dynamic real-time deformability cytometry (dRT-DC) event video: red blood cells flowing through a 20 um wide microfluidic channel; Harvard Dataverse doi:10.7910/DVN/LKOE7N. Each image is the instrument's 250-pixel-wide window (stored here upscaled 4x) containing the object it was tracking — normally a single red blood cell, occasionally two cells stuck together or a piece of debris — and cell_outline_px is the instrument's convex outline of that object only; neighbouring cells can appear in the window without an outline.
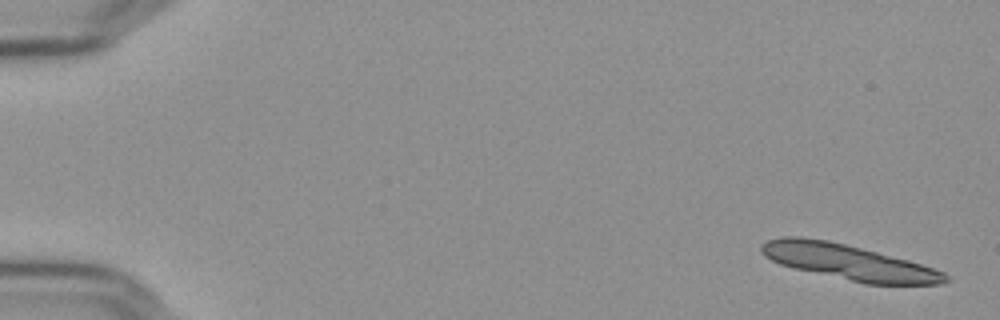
{"species": "Egyptian fruit bat (a non-hibernating species)", "species_latin": "Rousettus aegyptiacus", "temperature_condition": "cold", "stored_images_in_passage": 14, "camera_frame_rate_fps": 3000, "um_per_image_px": 0.085, "frame": {"image": 1, "passage_image": 1, "time_ms": 0.0, "image_size_px": [1000, 320], "cell_outline_px": [[952, 280], [940, 284], [864, 284], [792, 268], [780, 264], [764, 256], [760, 252], [760, 244], [768, 240], [784, 236], [800, 236], [828, 240], [908, 260], [944, 272]], "centroid_in_image_um": [72.09, 22.28], "position_along_channel_um": 12.9, "area_um2": 37.86}}